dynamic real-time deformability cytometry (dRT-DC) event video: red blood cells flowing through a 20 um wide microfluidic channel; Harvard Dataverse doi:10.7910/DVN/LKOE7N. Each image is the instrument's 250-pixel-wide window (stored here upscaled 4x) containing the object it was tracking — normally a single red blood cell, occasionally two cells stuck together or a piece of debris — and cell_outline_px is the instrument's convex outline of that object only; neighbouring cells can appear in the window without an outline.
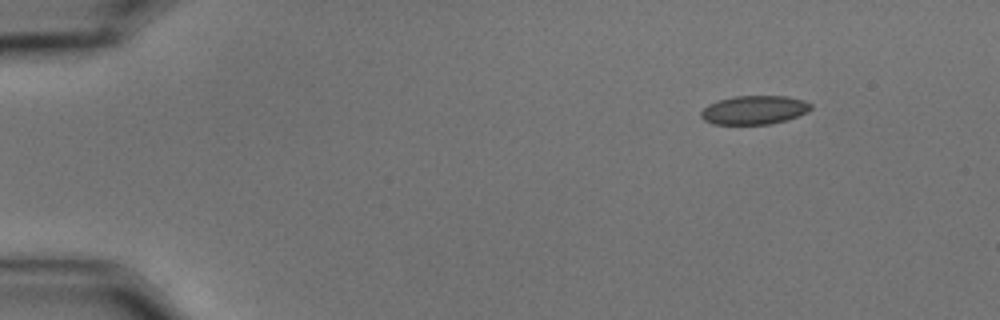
{"species": "common noctule bat (a hibernating species)", "species_latin": "Nyctalus noctula", "temperature_condition": "cold", "stored_images_in_passage": 52, "camera_frame_rate_fps": 3000, "um_per_image_px": 0.085, "animal": {"sex": "male", "body_mass_g": 15.6}, "frame": {"image": 1, "passage_image": 1, "time_ms": 0.0, "image_size_px": [1000, 320], "cell_outline_px": [[812, 108], [808, 112], [788, 120], [768, 124], [712, 124], [704, 120], [700, 116], [700, 112], [708, 104], [732, 96], [788, 96], [804, 100], [812, 104]], "centroid_in_image_um": [64.13, 9.35], "position_along_channel_um": 20.9, "area_um2": 18.55}}
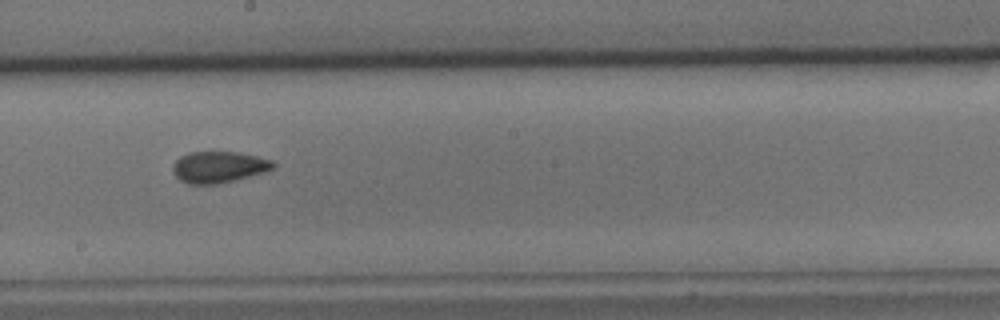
{"frame": {"image": 2, "passage_image": 27, "time_ms": 8.667, "image_size_px": [1000, 320], "cell_outline_px": [[276, 168], [264, 172], [216, 184], [188, 184], [180, 180], [176, 176], [172, 168], [172, 164], [180, 156], [188, 152], [240, 152], [272, 160], [276, 164]], "centroid_in_image_um": [18.59, 14.18], "position_along_channel_um": 229.6, "area_um2": 18.32}}
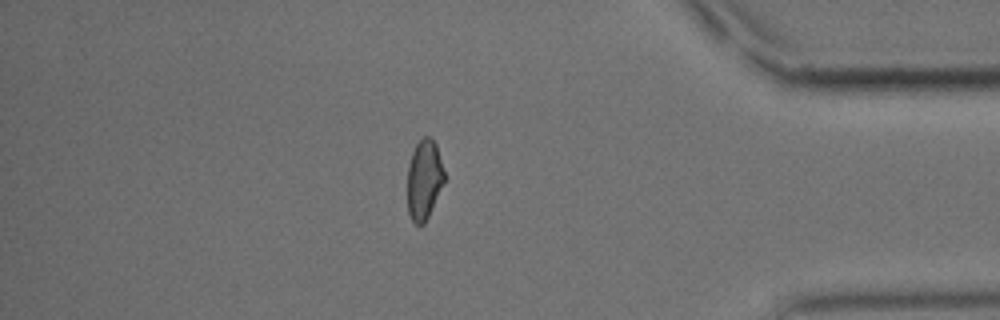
{"frame": {"image": 3, "passage_image": 44, "time_ms": 14.333, "image_size_px": [1000, 320], "cell_outline_px": [[444, 180], [428, 216], [424, 224], [416, 224], [412, 220], [408, 212], [408, 168], [412, 152], [416, 144], [424, 136], [432, 136], [436, 144], [444, 172]], "centroid_in_image_um": [36.04, 15.23], "position_along_channel_um": 399.2, "area_um2": 16.82}, "authors_computed_cell_mechanics": {"area_um2": 18.3804, "velocity_mm_per_s": 3.4897, "shape_relaxation_time_tau1_ms": 8.6988, "shape_relaxation_time_tau2_ms": 2.9692, "deformation_change_tau1": 0.1233, "deformation_change_tau2": 0.0872}}